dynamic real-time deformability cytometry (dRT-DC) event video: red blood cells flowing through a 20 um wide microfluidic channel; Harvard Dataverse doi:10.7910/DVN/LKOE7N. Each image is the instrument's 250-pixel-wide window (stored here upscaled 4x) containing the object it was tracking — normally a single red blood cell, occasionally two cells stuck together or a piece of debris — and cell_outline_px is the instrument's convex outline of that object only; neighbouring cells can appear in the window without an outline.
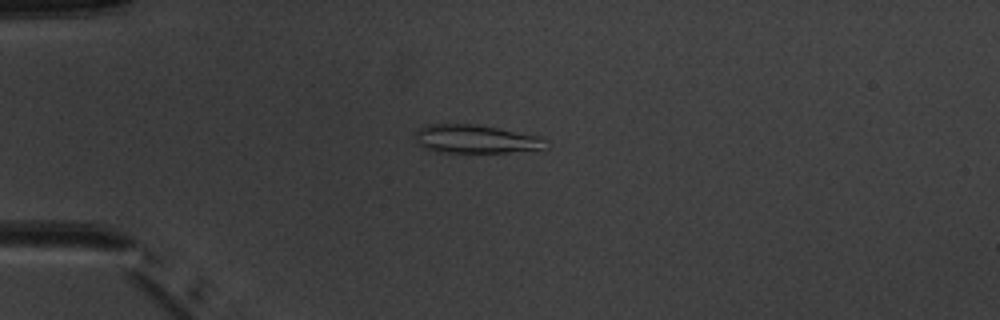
{"species": "common noctule bat (a hibernating species)", "species_latin": "Nyctalus noctula", "temperature_condition": "warm", "stored_images_in_passage": 2, "camera_frame_rate_fps": 3000, "um_per_image_px": 0.085, "animal": {"sex": "male", "body_mass_g": 20.1, "forearm_length_mm": 53.5}, "frame": {"image": 1, "passage_image": 1, "time_ms": 0.0, "image_size_px": [1000, 320], "cell_outline_px": [[544, 148], [508, 152], [436, 152], [424, 148], [412, 136], [416, 128], [428, 124], [476, 124], [540, 136], [544, 140]], "centroid_in_image_um": [40.31, 11.8], "position_along_channel_um": 44.7, "area_um2": 21.56}}